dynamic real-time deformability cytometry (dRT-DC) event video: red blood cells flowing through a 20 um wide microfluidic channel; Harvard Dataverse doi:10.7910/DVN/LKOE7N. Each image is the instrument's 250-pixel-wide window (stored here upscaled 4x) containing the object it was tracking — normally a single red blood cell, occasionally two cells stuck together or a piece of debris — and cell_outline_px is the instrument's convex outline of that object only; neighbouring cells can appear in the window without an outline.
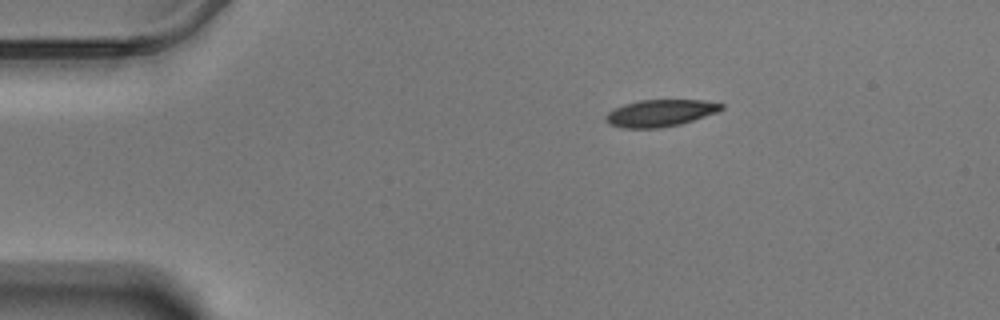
{"species": "Egyptian fruit bat (a non-hibernating species)", "species_latin": "Rousettus aegyptiacus", "temperature_condition": "warm", "stored_images_in_passage": 49, "camera_frame_rate_fps": 3000, "um_per_image_px": 0.085, "animal": {"sex": "male"}, "frame": {"image": 1, "passage_image": 1, "time_ms": 0.0, "image_size_px": [1000, 320], "cell_outline_px": [[724, 108], [716, 112], [680, 124], [660, 128], [620, 128], [608, 124], [604, 120], [604, 116], [608, 112], [624, 104], [640, 100], [704, 100], [724, 104]], "centroid_in_image_um": [56.07, 9.61], "position_along_channel_um": 28.9, "area_um2": 18.15}}
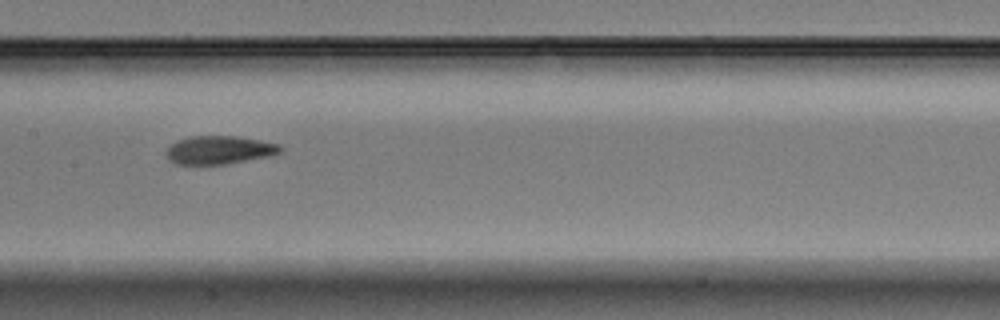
{"frame": {"image": 2, "passage_image": 20, "time_ms": 6.333, "image_size_px": [1000, 320], "cell_outline_px": [[284, 148], [280, 152], [268, 156], [224, 164], [176, 164], [168, 156], [168, 148], [172, 144], [188, 136], [236, 136], [260, 140], [280, 144]], "centroid_in_image_um": [18.69, 12.73], "position_along_channel_um": 188.7, "area_um2": 18.44}}
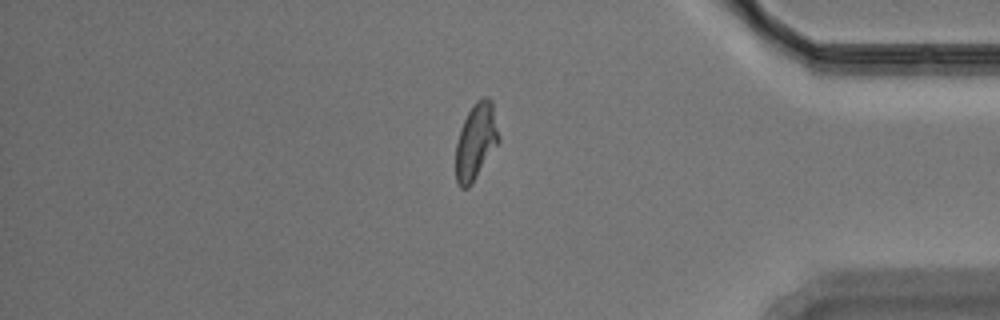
{"frame": {"image": 3, "passage_image": 40, "time_ms": 13.0, "image_size_px": [1000, 320], "cell_outline_px": [[500, 140], [468, 188], [460, 188], [456, 180], [456, 144], [460, 128], [472, 104], [476, 100], [484, 96], [488, 96], [492, 100]], "centroid_in_image_um": [40.45, 11.97], "position_along_channel_um": 394.8, "area_um2": 18.96}, "authors_computed_cell_mechanics": {"area_um2": 18.9584, "velocity_mm_per_s": 3.4713, "shape_relaxation_time_tau1_ms": 4.6179, "shape_relaxation_time_tau2_ms": 1.3995, "deformation_change_tau1": 0.1717, "deformation_change_tau2": 0.0701}}